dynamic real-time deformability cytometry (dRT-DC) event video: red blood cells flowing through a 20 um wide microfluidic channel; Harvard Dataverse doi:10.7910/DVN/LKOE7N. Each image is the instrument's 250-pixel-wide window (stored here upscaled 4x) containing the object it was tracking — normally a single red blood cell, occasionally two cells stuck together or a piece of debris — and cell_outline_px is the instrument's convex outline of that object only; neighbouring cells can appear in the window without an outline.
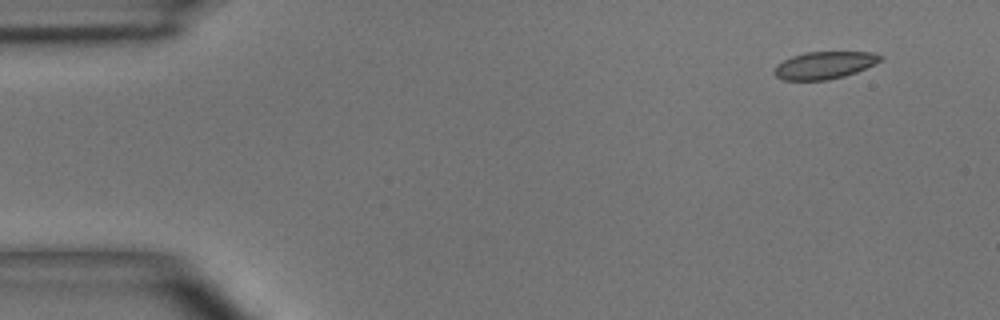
{"species": "common noctule bat (a hibernating species)", "species_latin": "Nyctalus noctula", "temperature_condition": "room temperature", "stored_images_in_passage": 4, "camera_frame_rate_fps": 3000, "um_per_image_px": 0.085, "animal": {"sex": "male", "body_mass_g": 15.6}, "frame": {"image": 1, "passage_image": 1, "time_ms": 0.0, "image_size_px": [1000, 320], "cell_outline_px": [[884, 56], [880, 60], [856, 72], [844, 76], [828, 80], [784, 80], [776, 76], [772, 72], [776, 64], [792, 56], [804, 52], [872, 52]], "centroid_in_image_um": [70.02, 5.54], "position_along_channel_um": 15.0, "area_um2": 16.82}}
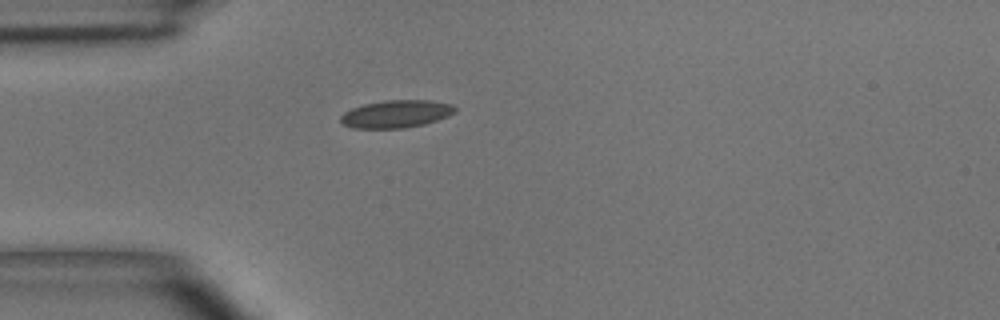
{"frame": {"image": 2, "passage_image": 4, "time_ms": 3.333, "image_size_px": [1000, 320], "cell_outline_px": [[456, 112], [448, 116], [424, 124], [404, 128], [352, 128], [344, 124], [340, 120], [340, 116], [344, 112], [352, 108], [364, 104], [384, 100], [428, 100], [452, 104], [456, 108]], "centroid_in_image_um": [33.67, 9.68], "position_along_channel_um": 51.3, "area_um2": 18.38}}